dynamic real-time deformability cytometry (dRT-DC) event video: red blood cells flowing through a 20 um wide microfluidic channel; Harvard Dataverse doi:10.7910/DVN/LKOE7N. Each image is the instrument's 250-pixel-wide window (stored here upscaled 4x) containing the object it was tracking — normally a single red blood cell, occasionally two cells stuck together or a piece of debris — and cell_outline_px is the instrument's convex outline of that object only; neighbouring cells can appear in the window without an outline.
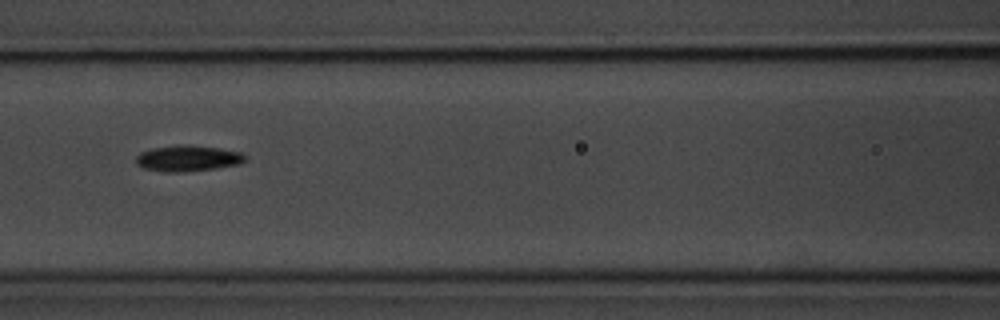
{"species": "common noctule bat (a hibernating species)", "species_latin": "Nyctalus noctula", "temperature_condition": "room temperature", "stored_images_in_passage": 7, "camera_frame_rate_fps": 3000, "um_per_image_px": 0.085, "animal": {"sex": "male", "body_mass_g": 20.1, "forearm_length_mm": 53.5}, "frame": {"image": 1, "passage_image": 5, "time_ms": 4.333, "image_size_px": [1000, 320], "cell_outline_px": [[248, 160], [240, 164], [216, 168], [184, 172], [164, 172], [144, 168], [136, 164], [136, 156], [140, 152], [152, 148], [180, 144], [188, 144], [220, 148], [240, 152]], "centroid_in_image_um": [15.96, 13.45], "position_along_channel_um": 150.6, "area_um2": 16.7}}
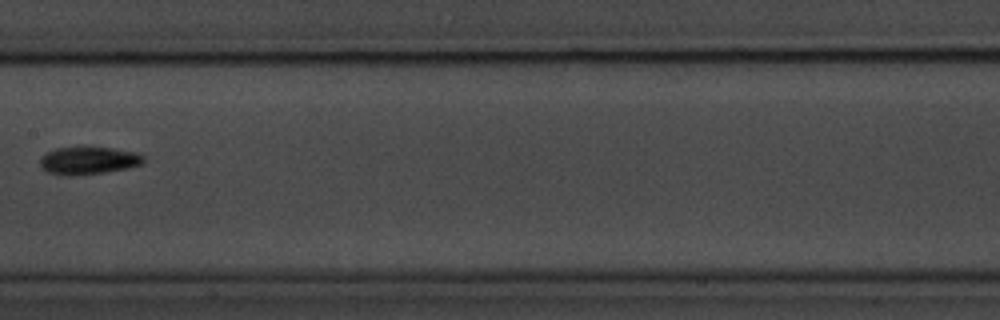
{"frame": {"image": 2, "passage_image": 6, "time_ms": 5.667, "image_size_px": [1000, 320], "cell_outline_px": [[144, 160], [140, 164], [128, 168], [104, 172], [72, 176], [68, 176], [48, 172], [40, 168], [40, 160], [48, 152], [56, 148], [80, 144], [84, 144], [112, 148], [136, 152], [144, 156]], "centroid_in_image_um": [7.49, 13.6], "position_along_channel_um": 199.9, "area_um2": 17.22}}